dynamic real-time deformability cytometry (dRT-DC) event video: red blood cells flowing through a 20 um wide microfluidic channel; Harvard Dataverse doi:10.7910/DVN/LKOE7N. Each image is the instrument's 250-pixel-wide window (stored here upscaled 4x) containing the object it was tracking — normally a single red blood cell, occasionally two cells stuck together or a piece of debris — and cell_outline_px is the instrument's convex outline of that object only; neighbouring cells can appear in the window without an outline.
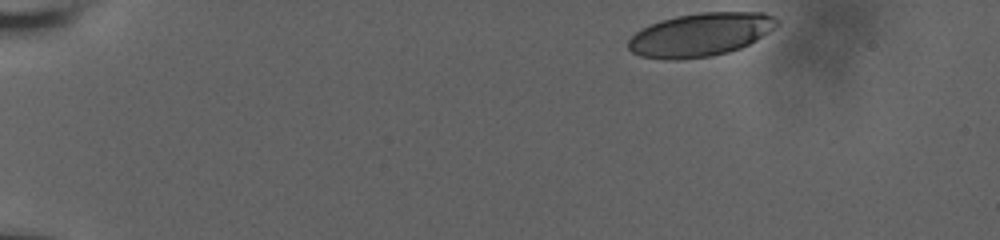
{"species": "human", "species_latin": "Homo sapiens", "temperature_condition": "room temperature", "stored_images_in_passage": 9, "camera_frame_rate_fps": 3000, "um_per_image_px": 0.085, "donor": {"sex": "male"}, "frame": {"image": 1, "passage_image": 1, "time_ms": 0.0, "image_size_px": [1000, 240], "cell_outline_px": [[780, 24], [756, 40], [740, 48], [728, 52], [712, 56], [676, 60], [664, 60], [640, 56], [632, 52], [628, 48], [628, 40], [640, 28], [660, 20], [676, 16], [700, 12], [764, 12], [780, 20]], "centroid_in_image_um": [59.52, 2.94], "position_along_channel_um": 25.5, "area_um2": 37.8}}
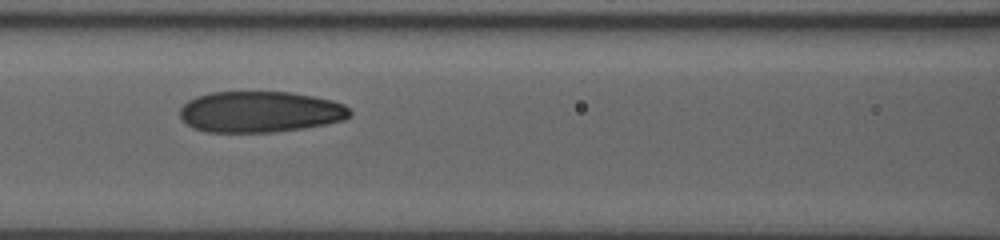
{"frame": {"image": 2, "passage_image": 7, "time_ms": 6.333, "image_size_px": [1000, 240], "cell_outline_px": [[352, 116], [344, 120], [304, 128], [272, 132], [208, 132], [192, 128], [180, 116], [180, 108], [188, 100], [196, 96], [212, 92], [292, 92], [332, 100], [344, 104], [352, 112]], "centroid_in_image_um": [22.12, 9.5], "position_along_channel_um": 144.5, "area_um2": 40.81}}
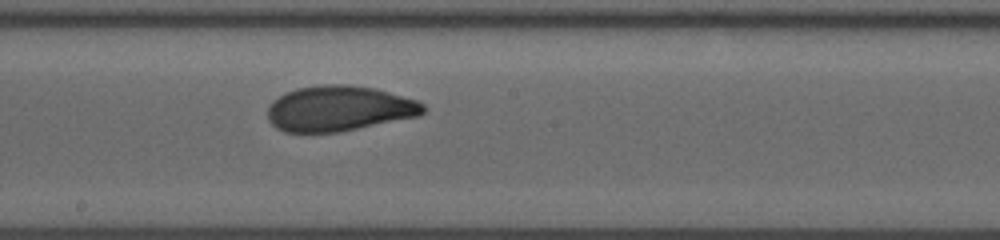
{"frame": {"image": 3, "passage_image": 9, "time_ms": 8.333, "image_size_px": [1000, 240], "cell_outline_px": [[428, 108], [420, 116], [336, 132], [284, 132], [276, 128], [268, 120], [268, 108], [272, 100], [284, 92], [296, 88], [324, 84], [348, 84], [376, 88], [416, 100], [424, 104]], "centroid_in_image_um": [28.81, 9.21], "position_along_channel_um": 219.4, "area_um2": 41.38}}